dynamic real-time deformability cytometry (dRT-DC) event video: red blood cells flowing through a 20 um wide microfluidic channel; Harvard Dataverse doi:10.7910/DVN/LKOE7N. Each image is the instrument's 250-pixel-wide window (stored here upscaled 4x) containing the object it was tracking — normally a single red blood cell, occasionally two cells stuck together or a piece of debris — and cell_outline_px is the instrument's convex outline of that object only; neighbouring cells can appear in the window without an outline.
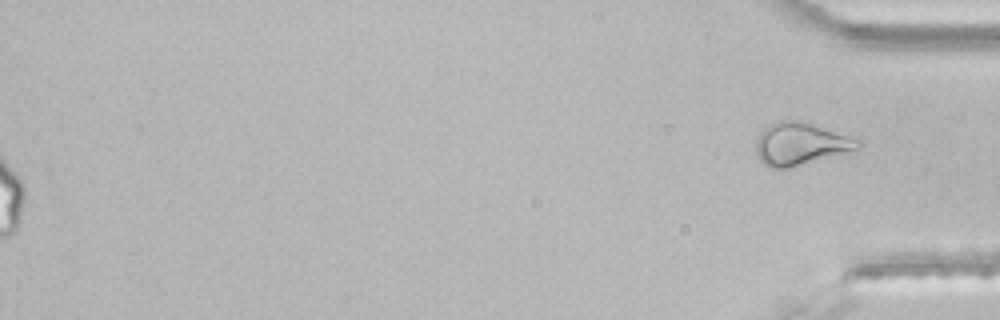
{"species": "common noctule bat (a hibernating species)", "species_latin": "Nyctalus noctula", "temperature_condition": "room temperature", "stored_images_in_passage": 33, "segment_of_instrument_passage": [3, 3], "camera_frame_rate_fps": 3000, "um_per_image_px": 0.085, "animal": {"sex": "male", "body_mass_g": 21.5, "forearm_length_mm": 52.0}, "frame": {"image": 1, "passage_image": 33, "time_ms": 10.667, "image_size_px": [1000, 320], "cell_outline_px": [[864, 144], [860, 148], [788, 168], [768, 168], [760, 160], [756, 152], [756, 140], [760, 132], [768, 124], [776, 120], [800, 120], [860, 136]], "centroid_in_image_um": [68.12, 12.18], "position_along_channel_um": 367.1, "area_um2": 25.95}}